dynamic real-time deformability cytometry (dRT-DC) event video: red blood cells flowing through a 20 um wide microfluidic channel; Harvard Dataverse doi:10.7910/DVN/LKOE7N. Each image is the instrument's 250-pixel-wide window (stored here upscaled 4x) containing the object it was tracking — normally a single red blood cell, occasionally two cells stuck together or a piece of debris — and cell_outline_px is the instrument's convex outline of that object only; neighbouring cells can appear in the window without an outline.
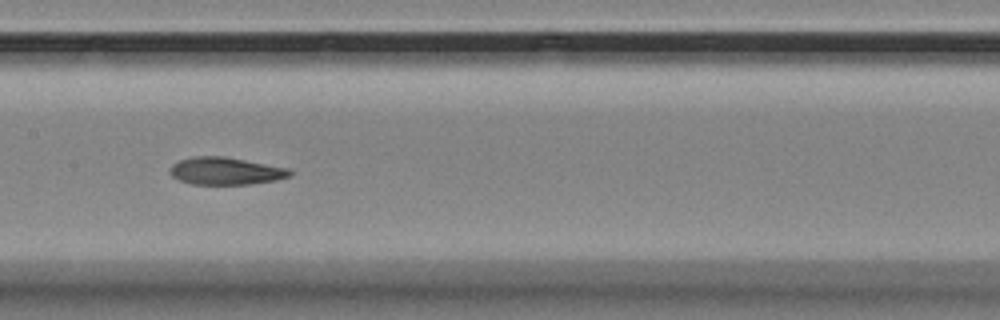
{"species": "Egyptian fruit bat (a non-hibernating species)", "species_latin": "Rousettus aegyptiacus", "temperature_condition": "room temperature", "stored_images_in_passage": 12, "camera_frame_rate_fps": 3000, "um_per_image_px": 0.085, "animal": {"sex": "female"}, "frame": {"image": 1, "passage_image": 9, "time_ms": 9.333, "image_size_px": [1000, 320], "cell_outline_px": [[292, 176], [276, 180], [248, 184], [192, 184], [180, 180], [172, 176], [168, 172], [168, 168], [172, 164], [180, 160], [192, 156], [224, 156], [288, 168], [292, 172]], "centroid_in_image_um": [19.15, 14.53], "position_along_channel_um": 188.3, "area_um2": 19.19}}
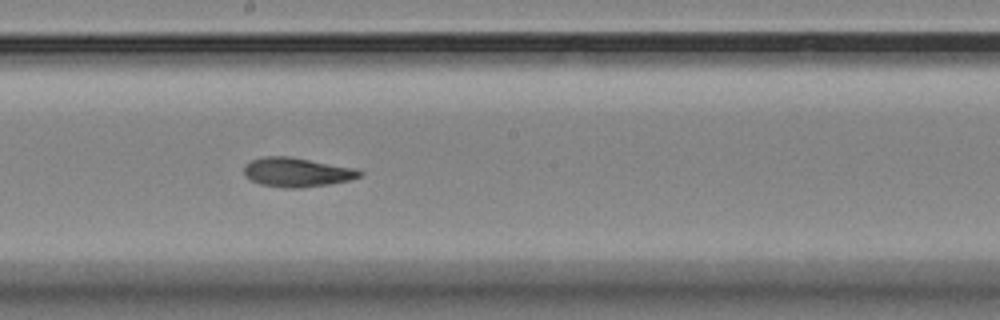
{"frame": {"image": 2, "passage_image": 10, "time_ms": 10.333, "image_size_px": [1000, 320], "cell_outline_px": [[364, 172], [360, 176], [348, 180], [328, 184], [300, 188], [284, 188], [260, 184], [244, 176], [244, 164], [252, 160], [264, 156], [288, 156], [356, 168]], "centroid_in_image_um": [25.21, 14.64], "position_along_channel_um": 223.0, "area_um2": 19.65}}
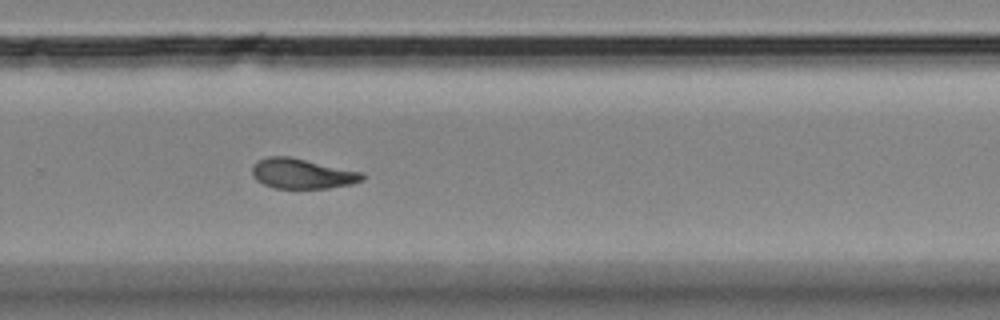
{"frame": {"image": 3, "passage_image": 12, "time_ms": 12.667, "image_size_px": [1000, 320], "cell_outline_px": [[364, 180], [352, 184], [328, 188], [272, 188], [256, 180], [252, 176], [252, 164], [268, 156], [288, 156], [364, 172]], "centroid_in_image_um": [25.69, 14.76], "position_along_channel_um": 304.1, "area_um2": 19.42}}